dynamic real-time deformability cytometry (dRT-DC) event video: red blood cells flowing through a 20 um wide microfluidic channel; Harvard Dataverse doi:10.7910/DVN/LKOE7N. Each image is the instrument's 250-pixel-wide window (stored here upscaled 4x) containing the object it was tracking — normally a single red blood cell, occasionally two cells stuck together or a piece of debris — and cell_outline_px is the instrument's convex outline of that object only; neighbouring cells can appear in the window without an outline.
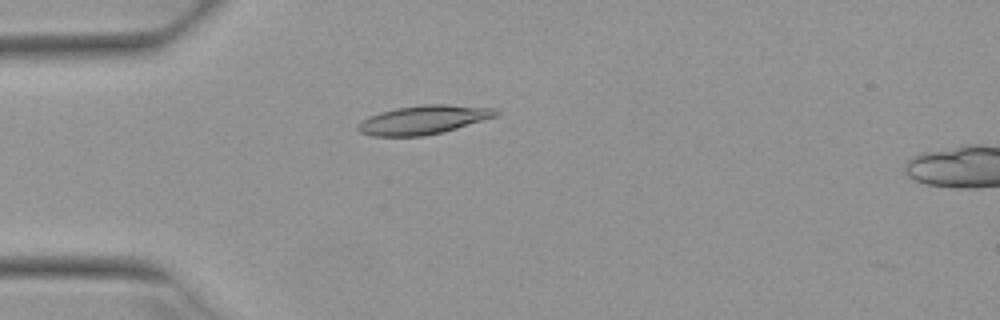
{"species": "Egyptian fruit bat (a non-hibernating species)", "species_latin": "Rousettus aegyptiacus", "temperature_condition": "warm", "stored_images_in_passage": 2, "camera_frame_rate_fps": 3000, "um_per_image_px": 0.085, "animal": {"sex": "female"}, "frame": {"image": 1, "passage_image": 1, "time_ms": 0.0, "image_size_px": [1000, 320], "cell_outline_px": [[500, 112], [496, 116], [444, 132], [424, 136], [372, 136], [360, 132], [356, 128], [356, 124], [368, 116], [380, 112], [396, 108], [420, 104], [444, 104], [492, 108]], "centroid_in_image_um": [35.94, 10.18], "position_along_channel_um": 49.1, "area_um2": 23.18}}